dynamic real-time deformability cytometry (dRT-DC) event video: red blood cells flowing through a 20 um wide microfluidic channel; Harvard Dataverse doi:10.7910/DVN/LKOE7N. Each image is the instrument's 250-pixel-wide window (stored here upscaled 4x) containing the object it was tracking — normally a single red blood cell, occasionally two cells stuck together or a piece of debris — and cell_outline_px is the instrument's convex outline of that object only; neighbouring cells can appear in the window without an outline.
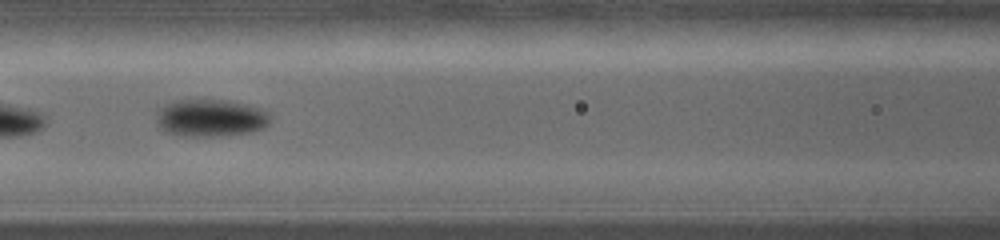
{"species": "common noctule bat (a hibernating species)", "species_latin": "Nyctalus noctula", "temperature_condition": "warm", "stored_images_in_passage": 16, "camera_frame_rate_fps": 5000, "um_per_image_px": 0.085, "animal": {"sex": "female", "body_mass_g": 19.0, "forearm_length_mm": 56.7}, "frame": {"image": 1, "passage_image": 5, "time_ms": 2.8, "image_size_px": [1000, 240], "cell_outline_px": [[268, 124], [252, 132], [224, 136], [176, 136], [164, 132], [160, 128], [156, 120], [156, 108], [164, 104], [176, 100], [228, 100], [260, 108], [268, 112]], "centroid_in_image_um": [17.81, 10.03], "position_along_channel_um": 148.8, "area_um2": 25.09}, "authors_computed_cell_mechanics": {"area_um2": 22.9177, "velocity_mm_per_s": 3.6512, "shape_relaxation_time_tau1_ms": 0.9791, "shape_relaxation_time_tau2_ms": null, "deformation_change_tau1": 0.0644, "deformation_change_tau2": null}}